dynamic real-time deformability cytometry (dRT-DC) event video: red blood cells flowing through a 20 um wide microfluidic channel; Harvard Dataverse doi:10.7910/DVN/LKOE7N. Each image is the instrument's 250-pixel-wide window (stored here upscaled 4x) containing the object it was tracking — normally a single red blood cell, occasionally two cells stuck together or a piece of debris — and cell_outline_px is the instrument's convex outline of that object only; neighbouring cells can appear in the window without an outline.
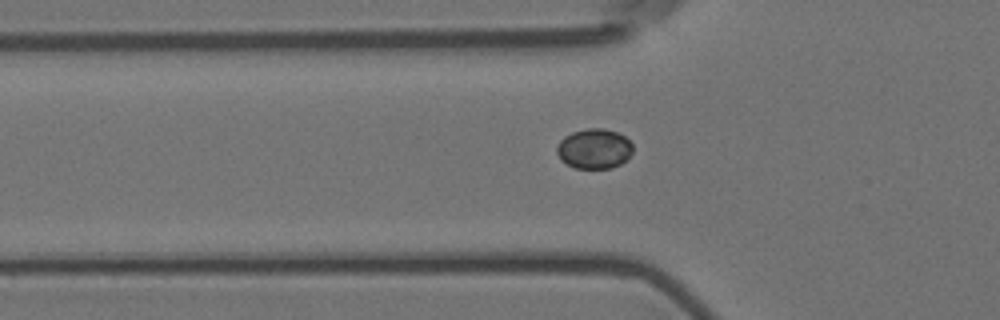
{"species": "Egyptian fruit bat (a non-hibernating species)", "species_latin": "Rousettus aegyptiacus", "temperature_condition": "room temperature", "stored_images_in_passage": 43, "camera_frame_rate_fps": 3000, "um_per_image_px": 0.085, "animal": {"sex": "female"}, "frame": {"image": 1, "passage_image": 10, "time_ms": 3.0, "image_size_px": [1000, 320], "cell_outline_px": [[632, 152], [620, 164], [612, 168], [576, 168], [560, 160], [556, 152], [556, 148], [560, 140], [564, 136], [572, 132], [588, 128], [604, 128], [616, 132], [624, 136], [632, 144]], "centroid_in_image_um": [50.48, 12.63], "position_along_channel_um": 75.3, "area_um2": 17.63}}
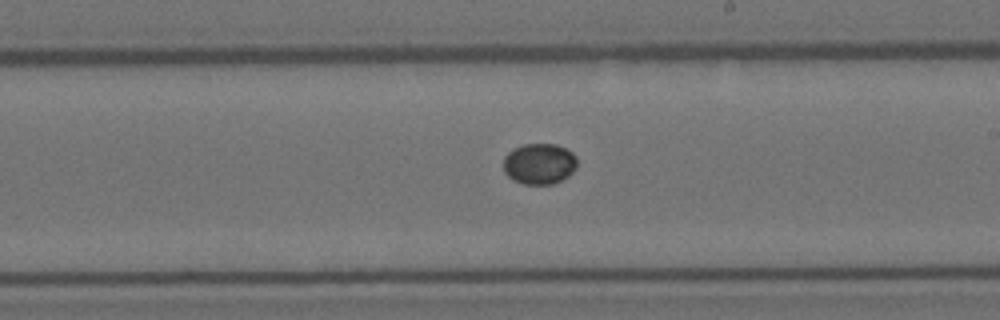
{"frame": {"image": 2, "passage_image": 24, "time_ms": 7.667, "image_size_px": [1000, 320], "cell_outline_px": [[576, 168], [568, 176], [552, 184], [524, 184], [512, 180], [504, 172], [504, 156], [508, 152], [524, 144], [556, 144], [572, 152], [576, 156]], "centroid_in_image_um": [45.83, 13.92], "position_along_channel_um": 243.2, "area_um2": 17.51}}
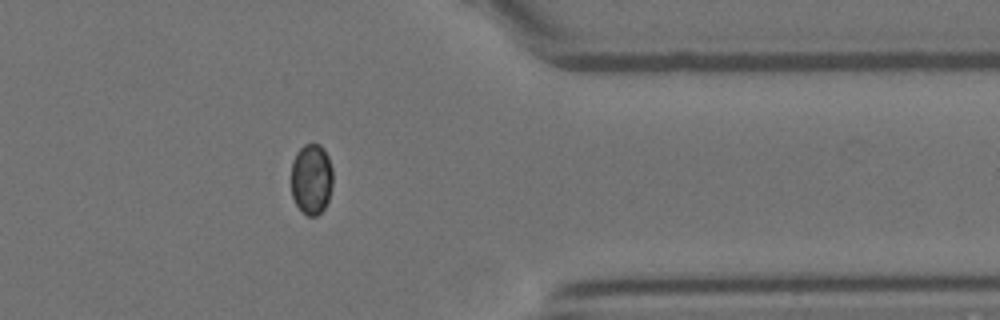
{"frame": {"image": 3, "passage_image": 37, "time_ms": 12.0, "image_size_px": [1000, 320], "cell_outline_px": [[332, 184], [328, 200], [324, 208], [316, 216], [308, 216], [296, 204], [292, 196], [292, 160], [296, 152], [304, 144], [320, 144], [324, 148], [328, 156], [332, 168]], "centroid_in_image_um": [26.47, 15.19], "position_along_channel_um": 384.9, "area_um2": 17.17}}